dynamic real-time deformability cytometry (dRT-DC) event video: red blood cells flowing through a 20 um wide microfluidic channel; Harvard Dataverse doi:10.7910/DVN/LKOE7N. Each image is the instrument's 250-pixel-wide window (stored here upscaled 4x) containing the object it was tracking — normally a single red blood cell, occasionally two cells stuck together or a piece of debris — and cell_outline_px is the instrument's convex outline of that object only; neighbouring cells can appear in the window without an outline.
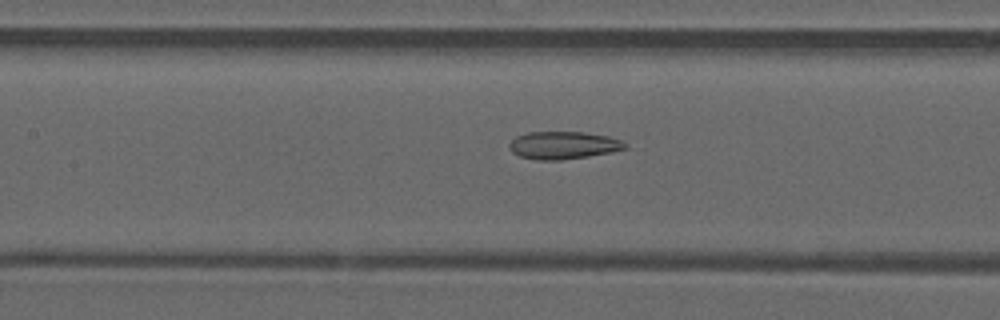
{"species": "common noctule bat (a hibernating species)", "species_latin": "Nyctalus noctula", "temperature_condition": "warm", "stored_images_in_passage": 38, "camera_frame_rate_fps": 3000, "um_per_image_px": 0.085, "animal": {"sex": "male", "forearm_length_mm": 52.5}, "frame": {"image": 1, "passage_image": 16, "time_ms": 5.0, "image_size_px": [1000, 320], "cell_outline_px": [[628, 148], [612, 152], [588, 156], [560, 160], [536, 160], [520, 156], [512, 152], [508, 144], [516, 136], [528, 132], [584, 132], [608, 136], [620, 140], [628, 144]], "centroid_in_image_um": [47.89, 12.34], "position_along_channel_um": 159.5, "area_um2": 18.67}}
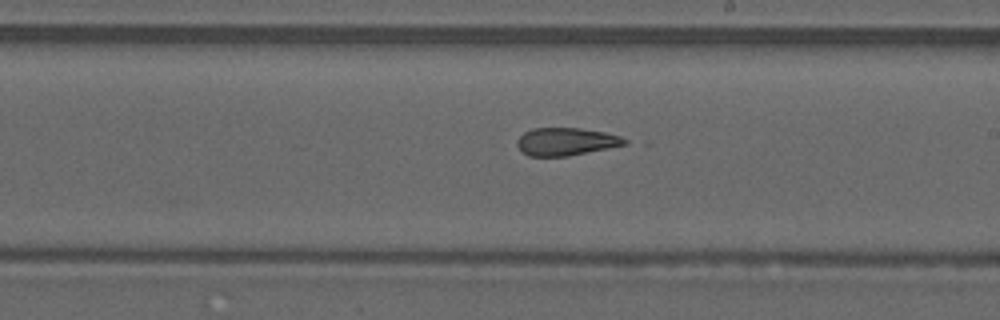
{"frame": {"image": 2, "passage_image": 22, "time_ms": 7.0, "image_size_px": [1000, 320], "cell_outline_px": [[628, 144], [568, 156], [528, 156], [520, 152], [516, 144], [516, 140], [524, 132], [532, 128], [580, 128], [604, 132], [620, 136], [628, 140]], "centroid_in_image_um": [48.07, 12.04], "position_along_channel_um": 240.9, "area_um2": 17.51}}
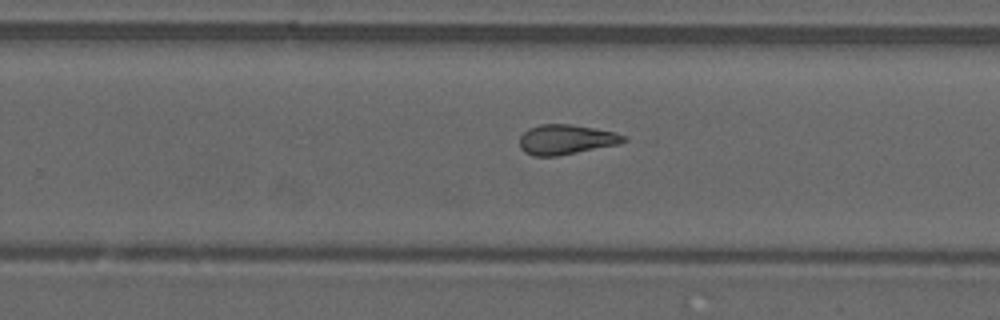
{"frame": {"image": 3, "passage_image": 25, "time_ms": 8.0, "image_size_px": [1000, 320], "cell_outline_px": [[628, 140], [620, 144], [556, 156], [532, 156], [524, 152], [520, 148], [520, 136], [528, 128], [540, 124], [572, 124], [616, 132], [624, 136]], "centroid_in_image_um": [48.11, 11.86], "position_along_channel_um": 281.7, "area_um2": 18.21}}